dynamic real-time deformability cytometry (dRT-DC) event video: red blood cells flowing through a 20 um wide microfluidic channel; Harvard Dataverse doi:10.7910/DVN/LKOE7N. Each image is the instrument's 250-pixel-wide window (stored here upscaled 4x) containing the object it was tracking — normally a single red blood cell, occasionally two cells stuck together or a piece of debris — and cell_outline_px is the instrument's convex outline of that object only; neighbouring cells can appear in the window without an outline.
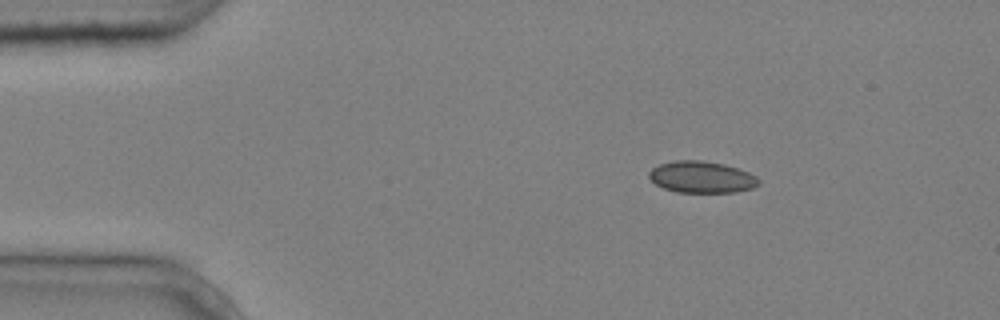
{"species": "common noctule bat (a hibernating species)", "species_latin": "Nyctalus noctula", "temperature_condition": "cold", "stored_images_in_passage": 4, "segment_of_instrument_passage": [1, 2], "camera_frame_rate_fps": 3000, "um_per_image_px": 0.085, "animal": {"sex": "male", "body_mass_g": 20.4}, "frame": {"image": 1, "passage_image": 1, "time_ms": 0.0, "image_size_px": [1000, 320], "cell_outline_px": [[760, 184], [752, 188], [736, 192], [676, 192], [664, 188], [656, 184], [648, 176], [648, 172], [652, 168], [660, 164], [676, 160], [700, 160], [724, 164], [748, 172], [756, 176], [760, 180]], "centroid_in_image_um": [59.64, 15.05], "position_along_channel_um": 25.4, "area_um2": 20.17}}